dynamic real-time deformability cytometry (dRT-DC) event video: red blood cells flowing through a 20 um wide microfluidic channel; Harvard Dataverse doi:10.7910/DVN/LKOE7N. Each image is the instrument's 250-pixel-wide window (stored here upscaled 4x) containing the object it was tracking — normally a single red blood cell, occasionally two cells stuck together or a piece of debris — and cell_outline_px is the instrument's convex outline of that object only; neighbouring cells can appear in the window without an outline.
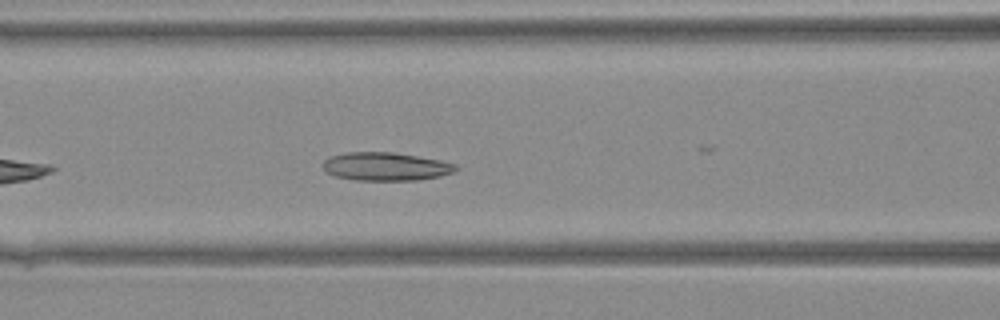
{"species": "Egyptian fruit bat (a non-hibernating species)", "species_latin": "Rousettus aegyptiacus", "temperature_condition": "warm", "stored_images_in_passage": 27, "camera_frame_rate_fps": 3000, "um_per_image_px": 0.085, "animal": {"sex": "female"}, "frame": {"image": 1, "passage_image": 7, "time_ms": 2.0, "image_size_px": [1000, 320], "cell_outline_px": [[460, 168], [452, 172], [440, 176], [416, 180], [356, 180], [336, 176], [328, 172], [324, 168], [324, 160], [332, 156], [348, 152], [392, 152], [440, 160], [456, 164]], "centroid_in_image_um": [32.82, 14.15], "position_along_channel_um": 133.8, "area_um2": 21.62}}
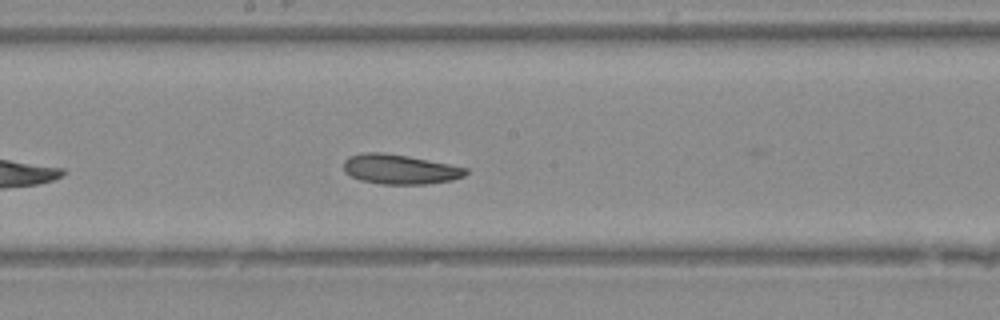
{"frame": {"image": 2, "passage_image": 12, "time_ms": 3.667, "image_size_px": [1000, 320], "cell_outline_px": [[468, 172], [464, 176], [452, 180], [428, 184], [380, 184], [360, 180], [344, 172], [344, 160], [348, 156], [364, 152], [384, 152], [408, 156], [468, 168]], "centroid_in_image_um": [33.97, 14.38], "position_along_channel_um": 214.2, "area_um2": 21.21}}
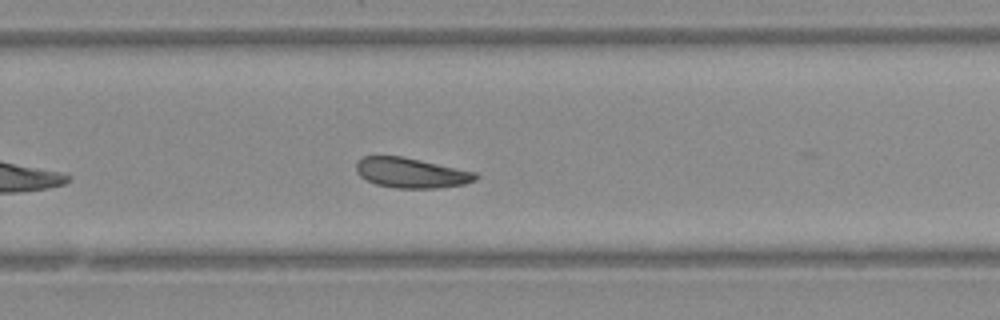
{"frame": {"image": 3, "passage_image": 17, "time_ms": 5.333, "image_size_px": [1000, 320], "cell_outline_px": [[480, 176], [476, 180], [464, 184], [440, 188], [396, 188], [376, 184], [360, 176], [356, 172], [356, 164], [364, 156], [400, 156], [420, 160], [476, 172]], "centroid_in_image_um": [34.97, 14.7], "position_along_channel_um": 294.8, "area_um2": 20.81}}